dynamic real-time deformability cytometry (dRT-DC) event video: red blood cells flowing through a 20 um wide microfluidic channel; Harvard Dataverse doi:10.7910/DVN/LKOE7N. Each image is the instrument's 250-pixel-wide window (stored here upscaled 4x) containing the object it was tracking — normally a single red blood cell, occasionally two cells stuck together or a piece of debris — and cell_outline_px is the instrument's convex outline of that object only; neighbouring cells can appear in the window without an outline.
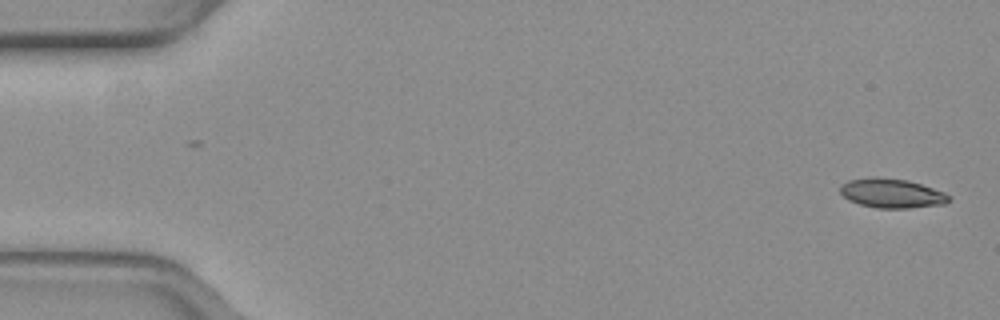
{"species": "common noctule bat (a hibernating species)", "species_latin": "Nyctalus noctula", "temperature_condition": "warm", "stored_images_in_passage": 13, "camera_frame_rate_fps": 3000, "um_per_image_px": 0.085, "animal": {"sex": "female", "body_mass_g": 19.3, "forearm_length_mm": 54.1}, "frame": {"image": 1, "passage_image": 1, "time_ms": 0.0, "image_size_px": [1000, 320], "cell_outline_px": [[948, 200], [944, 204], [908, 208], [876, 208], [860, 204], [848, 200], [840, 192], [840, 188], [848, 180], [872, 176], [908, 180], [944, 192], [948, 196]], "centroid_in_image_um": [75.76, 16.42], "position_along_channel_um": 9.2, "area_um2": 18.38}}
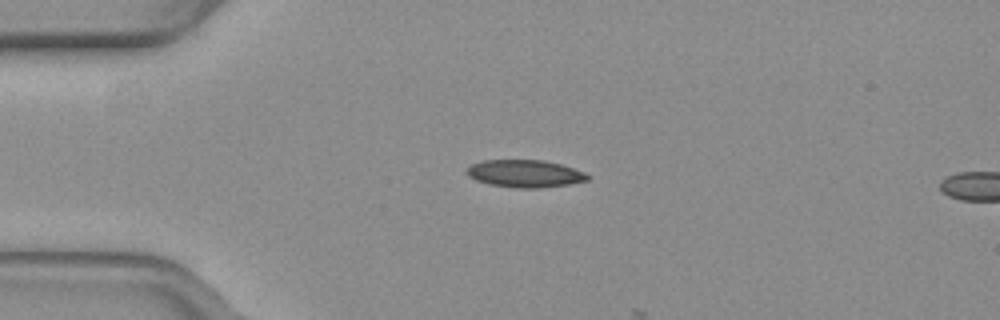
{"frame": {"image": 2, "passage_image": 12, "time_ms": 3.667, "image_size_px": [1000, 320], "cell_outline_px": [[588, 180], [568, 184], [536, 188], [516, 188], [488, 184], [476, 180], [468, 176], [464, 172], [472, 164], [484, 160], [544, 160], [560, 164], [584, 172], [588, 176]], "centroid_in_image_um": [44.57, 14.75], "position_along_channel_um": 40.4, "area_um2": 19.19}}